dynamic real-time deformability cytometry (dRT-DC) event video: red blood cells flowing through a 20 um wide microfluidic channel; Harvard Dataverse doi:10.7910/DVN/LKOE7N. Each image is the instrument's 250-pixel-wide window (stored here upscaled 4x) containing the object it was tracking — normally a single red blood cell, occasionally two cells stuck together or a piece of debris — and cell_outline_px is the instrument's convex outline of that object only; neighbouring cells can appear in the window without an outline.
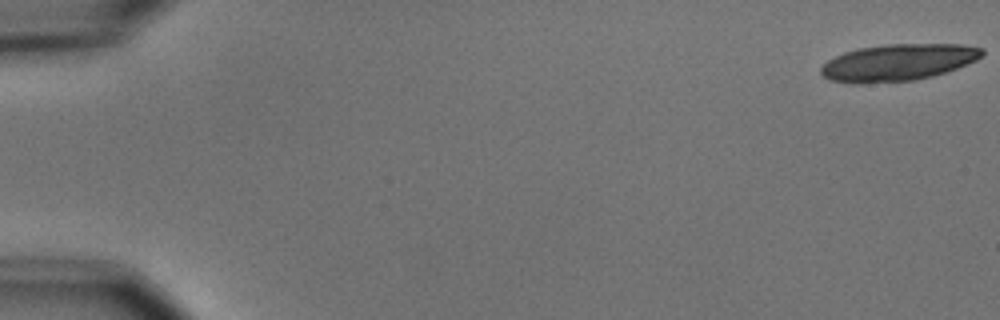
{"species": "common noctule bat (a hibernating species)", "species_latin": "Nyctalus noctula", "temperature_condition": "cold", "stored_images_in_passage": 6, "camera_frame_rate_fps": 3000, "um_per_image_px": 0.085, "animal": {"sex": "male", "body_mass_g": 15.6}, "frame": {"image": 1, "passage_image": 1, "time_ms": 0.0, "image_size_px": [1000, 320], "cell_outline_px": [[984, 56], [976, 60], [956, 68], [932, 76], [912, 80], [860, 84], [856, 84], [832, 80], [824, 76], [820, 72], [820, 68], [828, 60], [844, 52], [860, 48], [888, 44], [964, 44], [984, 48]], "centroid_in_image_um": [76.36, 5.3], "position_along_channel_um": 8.6, "area_um2": 34.39}}